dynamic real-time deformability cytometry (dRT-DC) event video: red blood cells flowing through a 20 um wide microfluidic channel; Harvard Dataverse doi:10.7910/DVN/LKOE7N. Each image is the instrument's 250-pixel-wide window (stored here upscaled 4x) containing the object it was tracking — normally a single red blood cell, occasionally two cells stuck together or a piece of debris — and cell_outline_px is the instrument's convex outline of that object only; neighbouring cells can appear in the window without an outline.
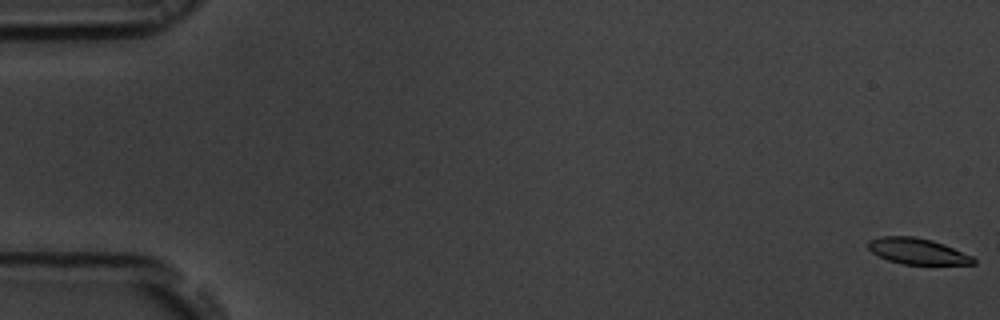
{"species": "common noctule bat (a hibernating species)", "species_latin": "Nyctalus noctula", "temperature_condition": "room temperature", "stored_images_in_passage": 9, "camera_frame_rate_fps": 3000, "um_per_image_px": 0.085, "animal": {"sex": "male", "body_mass_g": 19.5, "forearm_length_mm": 54.6}, "frame": {"image": 1, "passage_image": 1, "time_ms": 0.0, "image_size_px": [1000, 320], "cell_outline_px": [[976, 264], [904, 264], [888, 260], [872, 252], [868, 248], [868, 240], [880, 236], [912, 236], [932, 240], [944, 244], [972, 256], [976, 260]], "centroid_in_image_um": [77.97, 21.34], "position_along_channel_um": 7.0, "area_um2": 15.84}}